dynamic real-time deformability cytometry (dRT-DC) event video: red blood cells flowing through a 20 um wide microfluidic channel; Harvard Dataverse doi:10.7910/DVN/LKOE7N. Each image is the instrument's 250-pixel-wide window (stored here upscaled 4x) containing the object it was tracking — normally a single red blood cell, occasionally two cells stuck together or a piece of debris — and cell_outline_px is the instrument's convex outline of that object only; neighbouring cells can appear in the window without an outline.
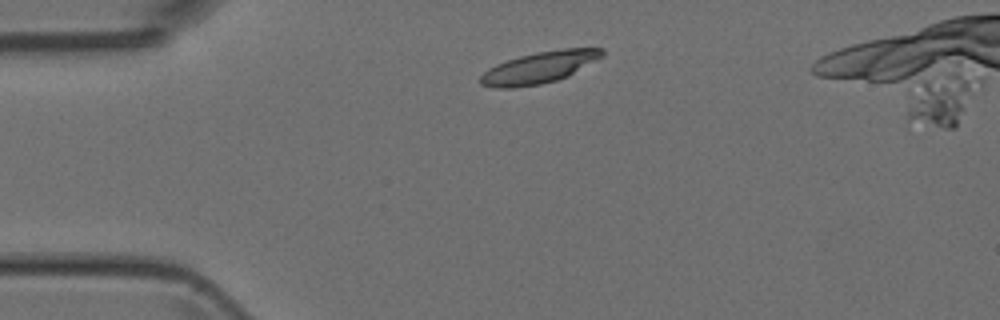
{"species": "Egyptian fruit bat (a non-hibernating species)", "species_latin": "Rousettus aegyptiacus", "temperature_condition": "room temperature", "stored_images_in_passage": 5, "camera_frame_rate_fps": 3000, "um_per_image_px": 0.085, "animal": {"sex": "female"}, "frame": {"image": 1, "passage_image": 2, "time_ms": 1.333, "image_size_px": [1000, 320], "cell_outline_px": [[604, 56], [568, 76], [556, 80], [540, 84], [512, 88], [496, 88], [480, 84], [480, 76], [488, 68], [496, 64], [520, 56], [536, 52], [564, 48], [604, 48]], "centroid_in_image_um": [45.85, 5.73], "position_along_channel_um": 39.1, "area_um2": 22.31}}
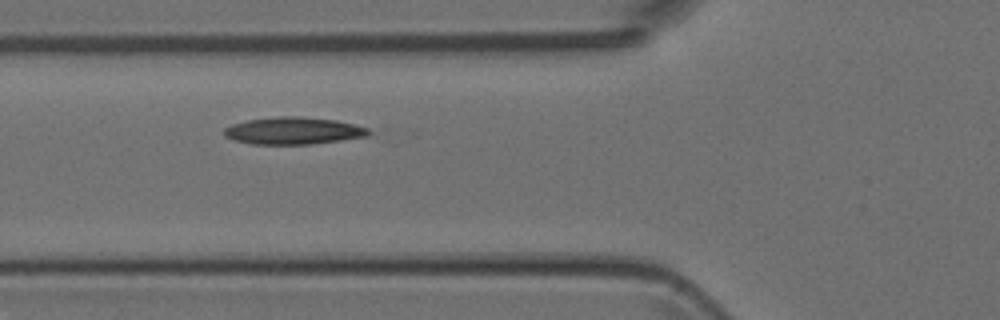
{"frame": {"image": 2, "passage_image": 4, "time_ms": 3.667, "image_size_px": [1000, 320], "cell_outline_px": [[372, 132], [368, 136], [312, 144], [252, 144], [236, 140], [224, 136], [224, 128], [232, 124], [248, 120], [276, 116], [300, 116], [336, 120], [368, 128]], "centroid_in_image_um": [24.94, 11.11], "position_along_channel_um": 100.9, "area_um2": 22.83}}
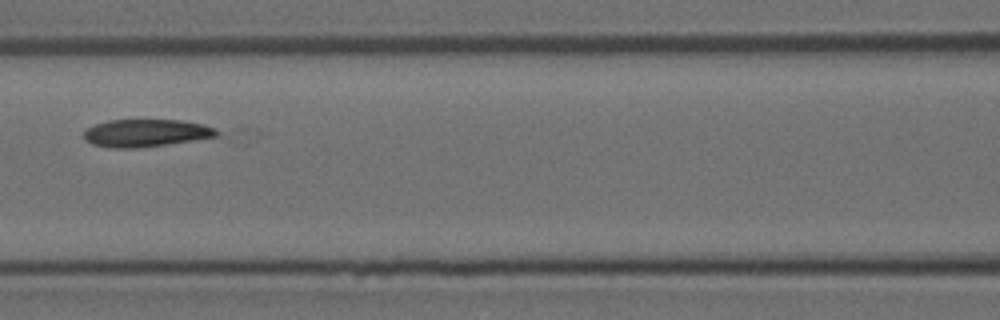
{"frame": {"image": 3, "passage_image": 5, "time_ms": 5.0, "image_size_px": [1000, 320], "cell_outline_px": [[220, 136], [136, 148], [112, 148], [92, 144], [84, 140], [84, 132], [88, 128], [96, 124], [108, 120], [180, 120], [204, 124], [216, 128], [220, 132]], "centroid_in_image_um": [12.43, 11.3], "position_along_channel_um": 154.2, "area_um2": 21.27}}